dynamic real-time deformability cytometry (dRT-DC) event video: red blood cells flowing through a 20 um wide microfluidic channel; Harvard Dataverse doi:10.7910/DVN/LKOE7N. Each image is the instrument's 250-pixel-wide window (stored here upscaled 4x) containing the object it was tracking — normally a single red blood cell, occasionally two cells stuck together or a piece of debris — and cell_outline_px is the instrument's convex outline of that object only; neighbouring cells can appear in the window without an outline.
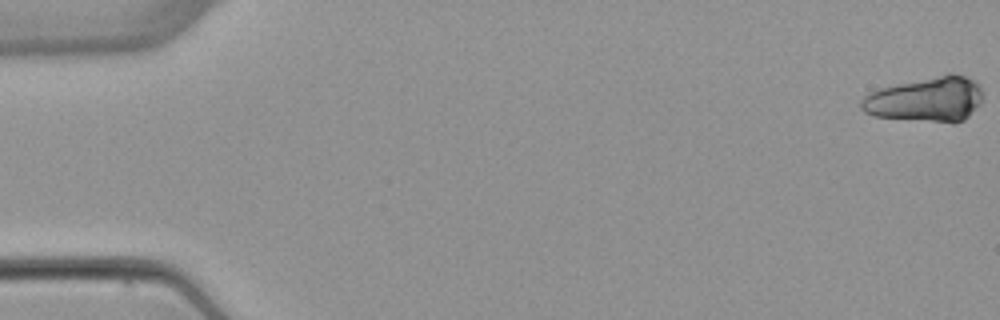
{"species": "common noctule bat (a hibernating species)", "species_latin": "Nyctalus noctula", "temperature_condition": "warm", "stored_images_in_passage": 7, "segment_of_instrument_passage": [1, 2], "camera_frame_rate_fps": 3000, "um_per_image_px": 0.085, "animal": {"sex": "female", "body_mass_g": 22.7, "forearm_length_mm": 54.2}, "frame": {"image": 1, "passage_image": 1, "time_ms": 0.0, "image_size_px": [1000, 320], "cell_outline_px": [[980, 104], [964, 120], [956, 124], [952, 124], [872, 116], [864, 112], [860, 108], [860, 100], [868, 92], [880, 88], [948, 72], [952, 72], [976, 80], [980, 84]], "centroid_in_image_um": [78.7, 8.45], "position_along_channel_um": 6.3, "area_um2": 32.43}}